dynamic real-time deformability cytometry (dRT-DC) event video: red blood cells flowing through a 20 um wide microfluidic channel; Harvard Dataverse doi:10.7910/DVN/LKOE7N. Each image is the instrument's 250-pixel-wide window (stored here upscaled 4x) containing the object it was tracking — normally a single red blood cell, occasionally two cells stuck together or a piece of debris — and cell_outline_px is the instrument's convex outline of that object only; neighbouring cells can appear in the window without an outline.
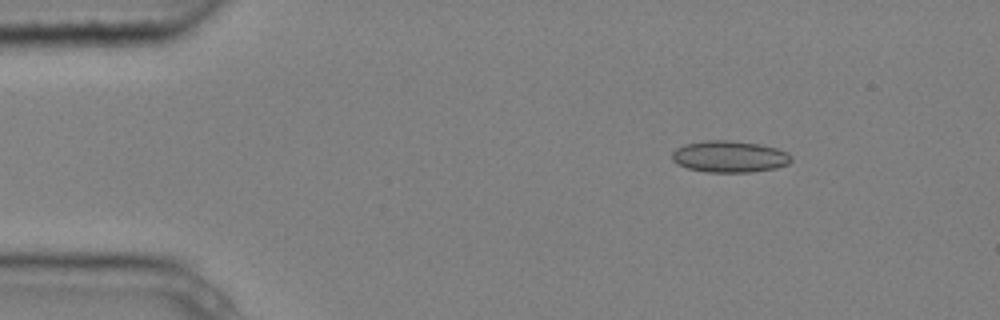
{"species": "common noctule bat (a hibernating species)", "species_latin": "Nyctalus noctula", "temperature_condition": "cold", "stored_images_in_passage": 3, "camera_frame_rate_fps": 3000, "um_per_image_px": 0.085, "animal": {"sex": "male", "body_mass_g": 20.4}, "frame": {"image": 1, "passage_image": 1, "time_ms": 0.0, "image_size_px": [1000, 320], "cell_outline_px": [[792, 160], [788, 164], [776, 168], [752, 172], [704, 172], [688, 168], [672, 160], [672, 152], [676, 148], [684, 144], [704, 140], [732, 140], [760, 144], [776, 148], [788, 152], [792, 156]], "centroid_in_image_um": [62.02, 13.3], "position_along_channel_um": 23.0, "area_um2": 22.14}}